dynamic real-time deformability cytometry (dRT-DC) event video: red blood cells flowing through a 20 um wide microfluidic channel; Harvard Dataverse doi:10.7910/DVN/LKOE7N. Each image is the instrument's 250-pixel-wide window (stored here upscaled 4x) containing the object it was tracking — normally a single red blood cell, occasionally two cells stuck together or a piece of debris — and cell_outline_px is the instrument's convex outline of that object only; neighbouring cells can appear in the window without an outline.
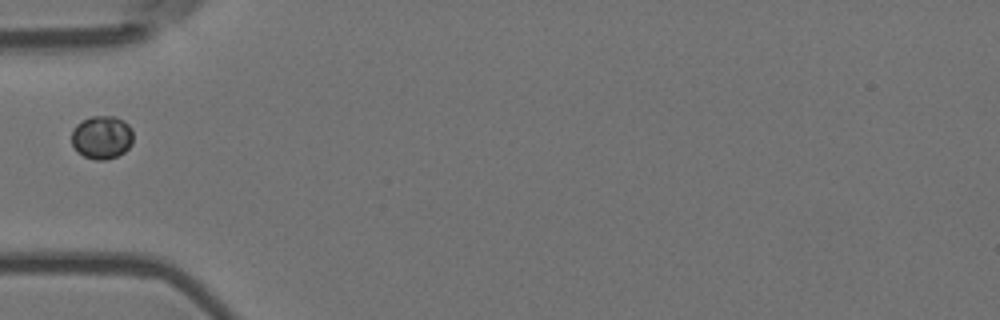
{"species": "Egyptian fruit bat (a non-hibernating species)", "species_latin": "Rousettus aegyptiacus", "temperature_condition": "room temperature", "stored_images_in_passage": 1, "camera_frame_rate_fps": 3000, "um_per_image_px": 0.085, "animal": {"sex": "female"}, "frame": {"image": 1, "passage_image": 1, "time_ms": 0.0, "image_size_px": [1000, 320], "cell_outline_px": [[132, 144], [124, 152], [116, 156], [104, 160], [96, 160], [84, 156], [72, 144], [72, 132], [76, 124], [92, 116], [116, 116], [124, 120], [132, 128]], "centroid_in_image_um": [8.68, 11.65], "position_along_channel_um": 76.3, "area_um2": 15.43}}